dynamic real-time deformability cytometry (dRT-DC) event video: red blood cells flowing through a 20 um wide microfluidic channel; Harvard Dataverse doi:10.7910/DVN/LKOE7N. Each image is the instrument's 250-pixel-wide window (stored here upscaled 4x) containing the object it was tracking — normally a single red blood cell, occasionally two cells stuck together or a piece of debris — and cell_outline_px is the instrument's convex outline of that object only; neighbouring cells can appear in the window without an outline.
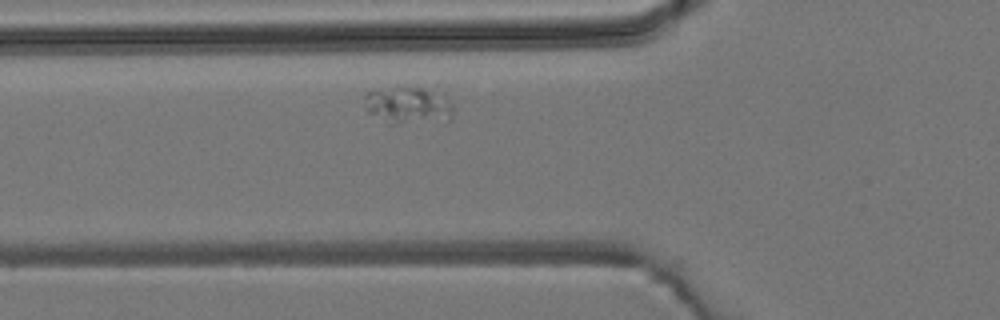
{"species": "common noctule bat (a hibernating species)", "species_latin": "Nyctalus noctula", "temperature_condition": "room temperature", "stored_images_in_passage": 6, "camera_frame_rate_fps": 3000, "um_per_image_px": 0.085, "animal": {"sex": "male", "body_mass_g": 19.2, "forearm_length_mm": 51.8}, "frame": {"image": 1, "passage_image": 6, "time_ms": 5.667, "image_size_px": [1000, 320], "cell_outline_px": [[452, 116], [448, 120], [396, 124], [388, 124], [368, 112], [364, 108], [364, 92], [396, 88], [420, 88], [444, 92], [452, 104]], "centroid_in_image_um": [34.7, 8.96], "position_along_channel_um": 91.1, "area_um2": 19.31}}